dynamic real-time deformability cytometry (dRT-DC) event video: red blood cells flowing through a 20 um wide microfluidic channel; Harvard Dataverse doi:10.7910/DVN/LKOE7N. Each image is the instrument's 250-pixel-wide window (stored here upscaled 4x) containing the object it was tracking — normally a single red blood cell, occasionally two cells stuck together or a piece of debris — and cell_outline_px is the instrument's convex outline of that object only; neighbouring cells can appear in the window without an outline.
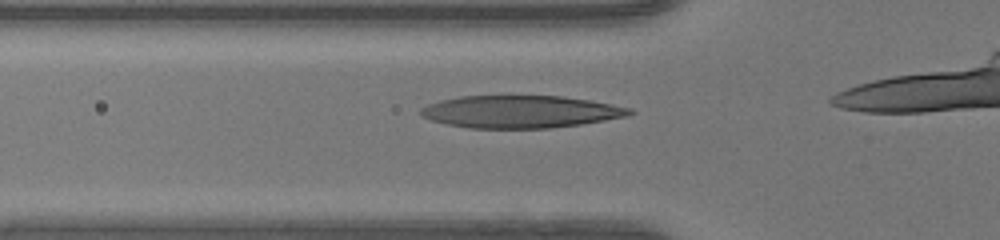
{"species": "human", "species_latin": "Homo sapiens", "temperature_condition": "warm", "stored_images_in_passage": 10, "camera_frame_rate_fps": 3000, "um_per_image_px": 0.085, "donor": {"sex": "female"}, "frame": {"image": 1, "passage_image": 5, "time_ms": 1.333, "image_size_px": [1000, 240], "cell_outline_px": [[636, 112], [628, 116], [580, 124], [548, 128], [468, 128], [448, 124], [432, 120], [424, 116], [420, 112], [420, 108], [428, 104], [440, 100], [460, 96], [564, 96], [592, 100], [632, 108]], "centroid_in_image_um": [44.29, 9.49], "position_along_channel_um": 81.5, "area_um2": 39.42}}
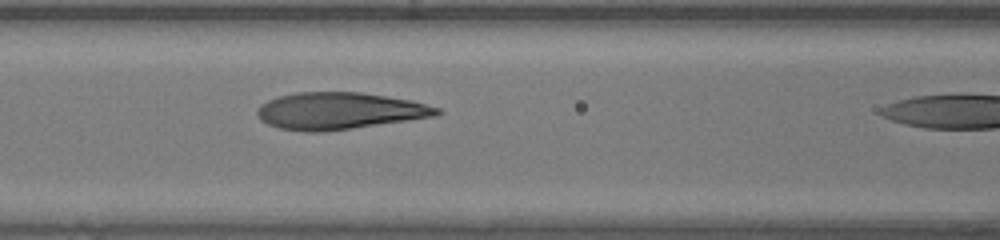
{"frame": {"image": 2, "passage_image": 9, "time_ms": 2.667, "image_size_px": [1000, 240], "cell_outline_px": [[444, 112], [436, 116], [352, 128], [320, 132], [304, 132], [280, 128], [268, 124], [260, 120], [256, 112], [260, 104], [268, 100], [280, 96], [296, 92], [360, 92], [412, 100], [440, 108]], "centroid_in_image_um": [28.85, 9.42], "position_along_channel_um": 137.8, "area_um2": 38.61}}